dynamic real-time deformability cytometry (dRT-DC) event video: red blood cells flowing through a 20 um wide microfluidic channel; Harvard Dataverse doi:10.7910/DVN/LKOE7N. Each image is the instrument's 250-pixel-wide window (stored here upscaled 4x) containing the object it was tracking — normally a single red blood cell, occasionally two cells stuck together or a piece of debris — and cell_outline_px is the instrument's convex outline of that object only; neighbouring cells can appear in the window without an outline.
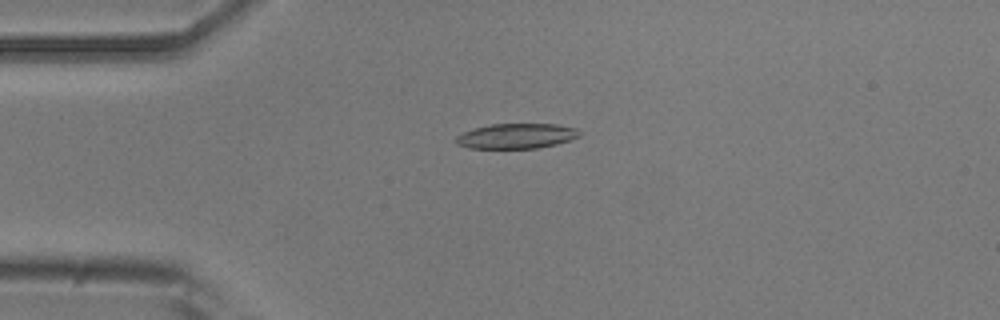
{"species": "common noctule bat (a hibernating species)", "species_latin": "Nyctalus noctula", "temperature_condition": "room temperature", "stored_images_in_passage": 53, "camera_frame_rate_fps": 3000, "um_per_image_px": 0.085, "animal": {"sex": "male", "body_mass_g": 20.5, "forearm_length_mm": 52.5}, "frame": {"image": 1, "passage_image": 13, "time_ms": 4.0, "image_size_px": [1000, 320], "cell_outline_px": [[580, 136], [556, 144], [536, 148], [468, 148], [456, 144], [456, 136], [464, 132], [476, 128], [492, 124], [556, 124], [576, 128], [580, 132]], "centroid_in_image_um": [43.89, 11.56], "position_along_channel_um": 41.1, "area_um2": 17.86}}
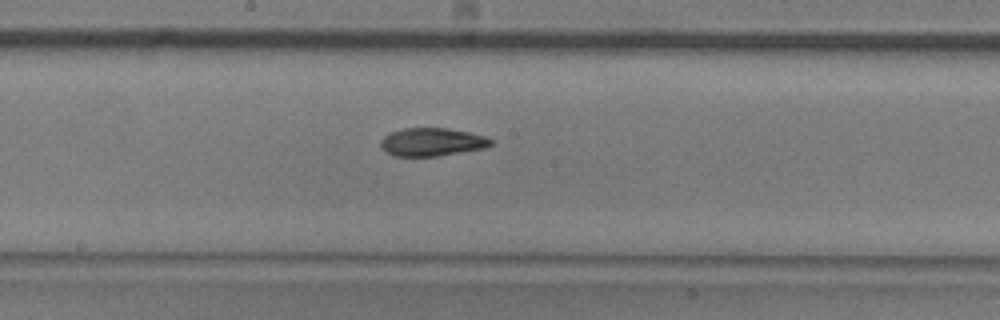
{"frame": {"image": 2, "passage_image": 28, "time_ms": 9.0, "image_size_px": [1000, 320], "cell_outline_px": [[492, 144], [484, 148], [436, 156], [392, 156], [380, 144], [380, 140], [384, 136], [392, 132], [404, 128], [448, 128], [468, 132], [484, 136], [492, 140]], "centroid_in_image_um": [36.71, 12.06], "position_along_channel_um": 211.5, "area_um2": 17.8}}
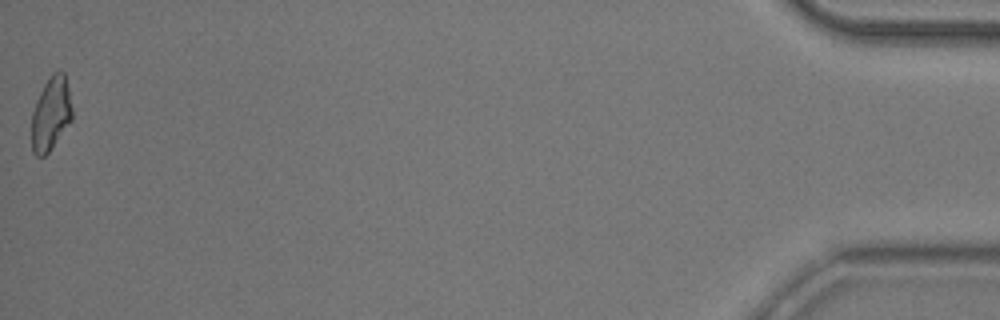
{"frame": {"image": 3, "passage_image": 53, "time_ms": 17.333, "image_size_px": [1000, 320], "cell_outline_px": [[72, 120], [48, 152], [44, 156], [36, 156], [32, 152], [32, 112], [36, 100], [44, 84], [52, 72], [60, 68], [64, 72], [68, 88], [72, 108]], "centroid_in_image_um": [4.33, 9.63], "position_along_channel_um": 430.9, "area_um2": 17.4}, "authors_computed_cell_mechanics": {"area_um2": 18.3226, "velocity_mm_per_s": 3.8256, "shape_relaxation_time_tau1_ms": 3.5597, "shape_relaxation_time_tau2_ms": 5.8804, "deformation_change_tau1": 0.1449, "deformation_change_tau2": 0.1032}}